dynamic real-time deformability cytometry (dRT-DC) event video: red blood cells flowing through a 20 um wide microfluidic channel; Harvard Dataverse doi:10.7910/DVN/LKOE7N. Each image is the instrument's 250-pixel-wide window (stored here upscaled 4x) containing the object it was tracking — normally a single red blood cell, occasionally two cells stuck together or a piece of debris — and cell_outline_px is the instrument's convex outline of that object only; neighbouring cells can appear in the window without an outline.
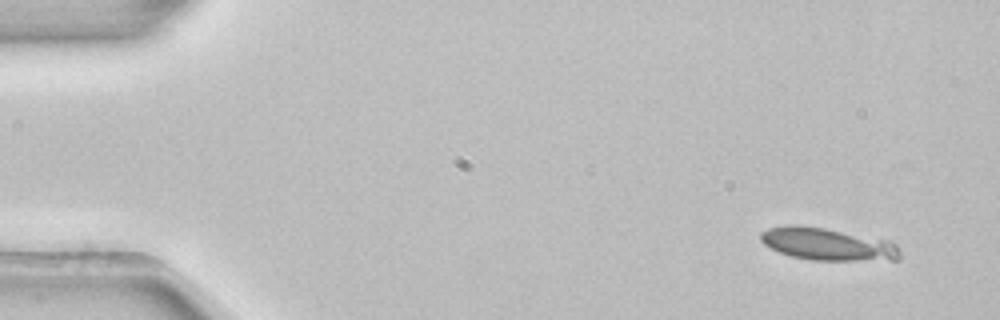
{"species": "common noctule bat (a hibernating species)", "species_latin": "Nyctalus noctula", "temperature_condition": "room temperature", "stored_images_in_passage": 4, "segment_of_instrument_passage": [2, 2], "camera_frame_rate_fps": 3000, "um_per_image_px": 0.085, "animal": {"sex": "female", "body_mass_g": 22.7, "forearm_length_mm": 54.2}, "frame": {"image": 1, "passage_image": 4, "time_ms": 1.0, "image_size_px": [1000, 320], "cell_outline_px": [[900, 260], [812, 260], [792, 256], [780, 252], [764, 244], [760, 240], [760, 232], [768, 228], [784, 224], [792, 224], [824, 228], [892, 240], [896, 244], [900, 252]], "centroid_in_image_um": [70.36, 20.74], "position_along_channel_um": 14.6, "area_um2": 26.53}}